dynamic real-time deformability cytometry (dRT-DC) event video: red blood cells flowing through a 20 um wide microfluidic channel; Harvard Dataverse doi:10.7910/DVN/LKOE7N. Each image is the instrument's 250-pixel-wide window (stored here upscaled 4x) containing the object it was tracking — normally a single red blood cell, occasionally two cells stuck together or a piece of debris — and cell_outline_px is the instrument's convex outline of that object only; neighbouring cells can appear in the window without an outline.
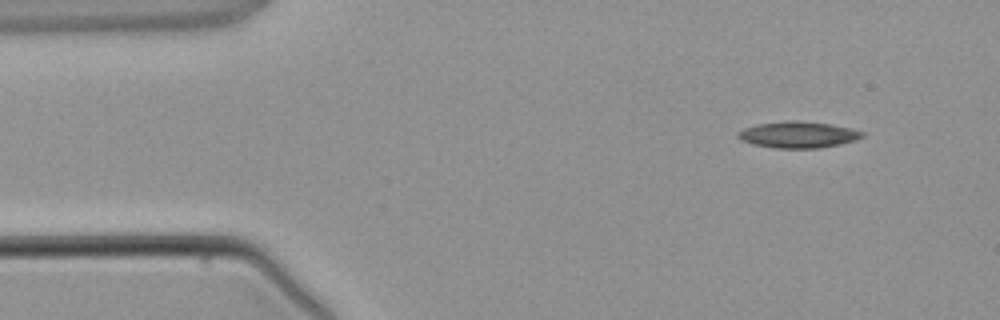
{"species": "common noctule bat (a hibernating species)", "species_latin": "Nyctalus noctula", "temperature_condition": "warm", "stored_images_in_passage": 3, "camera_frame_rate_fps": 3000, "um_per_image_px": 0.085, "animal": {"sex": "male", "body_mass_g": 21.5, "forearm_length_mm": 52.0}, "frame": {"image": 1, "passage_image": 1, "time_ms": 0.0, "image_size_px": [1000, 320], "cell_outline_px": [[864, 136], [856, 140], [840, 144], [820, 148], [776, 148], [752, 144], [740, 140], [736, 136], [736, 132], [744, 128], [756, 124], [784, 120], [796, 120], [828, 124], [848, 128], [864, 132]], "centroid_in_image_um": [67.78, 11.45], "position_along_channel_um": 17.2, "area_um2": 19.19}}
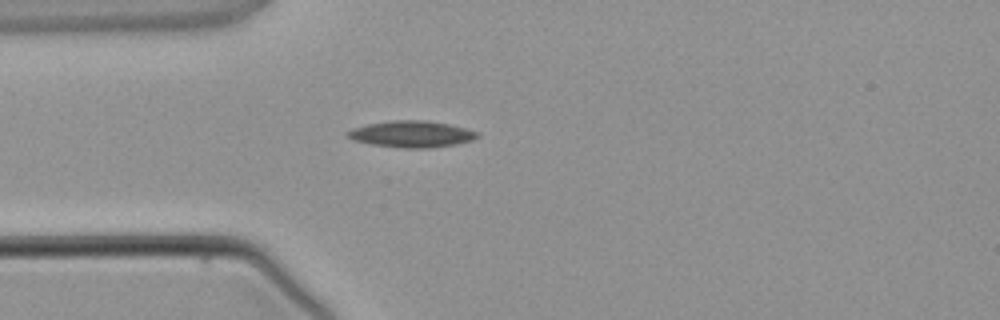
{"frame": {"image": 2, "passage_image": 3, "time_ms": 2.333, "image_size_px": [1000, 320], "cell_outline_px": [[480, 136], [472, 140], [456, 144], [428, 148], [404, 148], [372, 144], [352, 140], [348, 136], [348, 132], [352, 128], [368, 124], [392, 120], [424, 120], [448, 124], [480, 132]], "centroid_in_image_um": [35.01, 11.39], "position_along_channel_um": 50.0, "area_um2": 19.88}}